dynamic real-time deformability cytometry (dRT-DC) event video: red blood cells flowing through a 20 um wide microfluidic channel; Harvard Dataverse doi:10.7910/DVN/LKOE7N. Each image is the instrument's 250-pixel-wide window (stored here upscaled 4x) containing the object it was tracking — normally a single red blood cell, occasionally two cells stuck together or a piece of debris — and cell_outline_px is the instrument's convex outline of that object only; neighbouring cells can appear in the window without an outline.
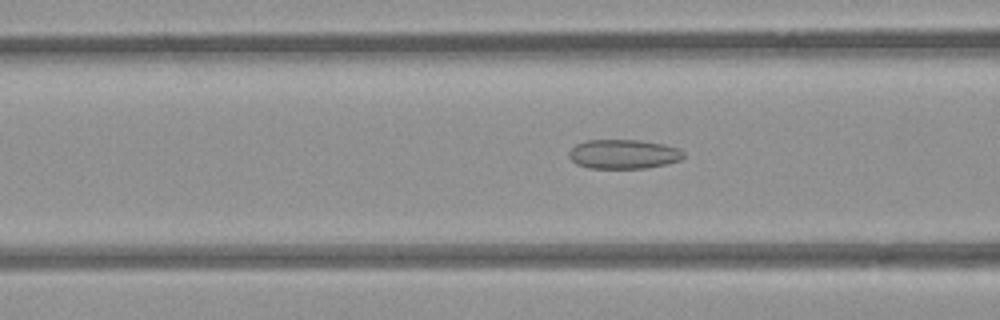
{"species": "common noctule bat (a hibernating species)", "species_latin": "Nyctalus noctula", "temperature_condition": "room temperature", "stored_images_in_passage": 44, "camera_frame_rate_fps": 3000, "um_per_image_px": 0.085, "animal": {"sex": "female", "body_mass_g": 21.9}, "frame": {"image": 1, "passage_image": 12, "time_ms": 3.667, "image_size_px": [1000, 320], "cell_outline_px": [[684, 156], [680, 160], [668, 164], [648, 168], [588, 168], [576, 164], [568, 156], [568, 152], [576, 144], [588, 140], [640, 140], [664, 144], [680, 148], [684, 152]], "centroid_in_image_um": [53.02, 13.1], "position_along_channel_um": 113.6, "area_um2": 19.77}}
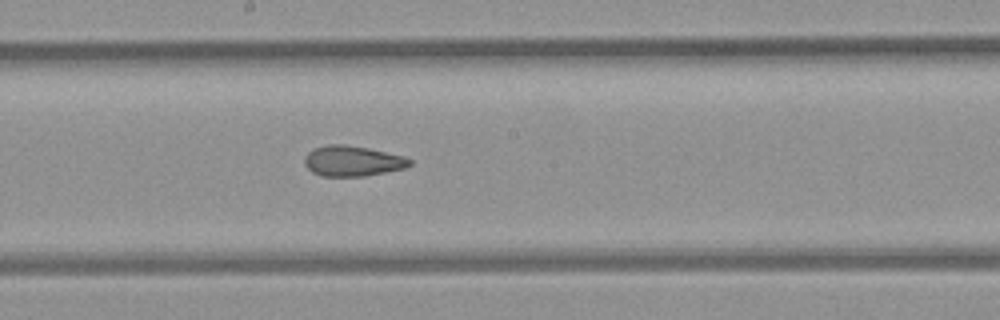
{"frame": {"image": 2, "passage_image": 20, "time_ms": 6.333, "image_size_px": [1000, 320], "cell_outline_px": [[412, 164], [404, 168], [364, 176], [320, 176], [312, 172], [304, 164], [304, 156], [308, 152], [316, 148], [328, 144], [344, 144], [368, 148], [404, 156], [412, 160]], "centroid_in_image_um": [29.94, 13.68], "position_along_channel_um": 218.3, "area_um2": 18.61}}
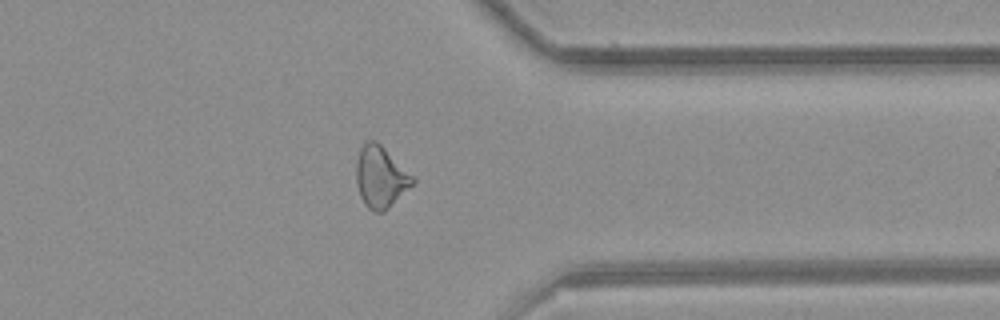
{"frame": {"image": 3, "passage_image": 33, "time_ms": 10.667, "image_size_px": [1000, 320], "cell_outline_px": [[416, 180], [384, 212], [372, 212], [364, 204], [360, 196], [356, 180], [356, 164], [360, 148], [368, 140], [376, 140]], "centroid_in_image_um": [32.31, 15.06], "position_along_channel_um": 379.1, "area_um2": 19.77}, "authors_computed_cell_mechanics": {"area_um2": 19.5942, "velocity_mm_per_s": 3.9004, "shape_relaxation_time_tau1_ms": null, "shape_relaxation_time_tau2_ms": 2.9882, "deformation_change_tau1": null, "deformation_change_tau2": 0.1141}}